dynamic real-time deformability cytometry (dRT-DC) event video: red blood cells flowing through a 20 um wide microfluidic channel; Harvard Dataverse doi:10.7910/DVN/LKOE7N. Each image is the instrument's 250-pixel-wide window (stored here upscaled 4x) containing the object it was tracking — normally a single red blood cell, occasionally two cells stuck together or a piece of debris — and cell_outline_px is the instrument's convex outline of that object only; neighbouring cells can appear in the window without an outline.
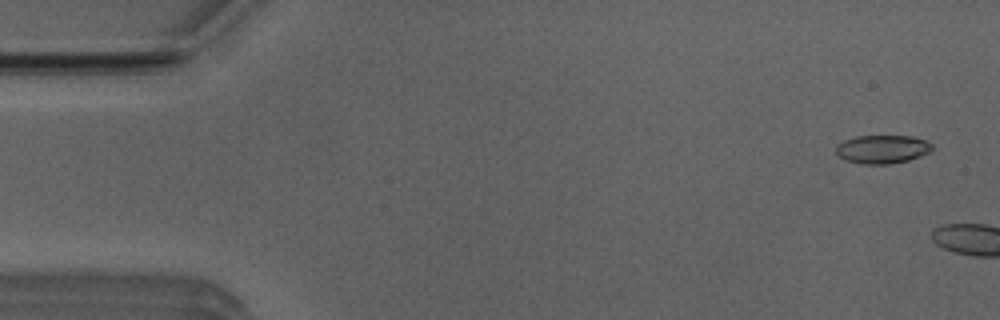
{"species": "Egyptian fruit bat (a non-hibernating species)", "species_latin": "Rousettus aegyptiacus", "temperature_condition": "room temperature", "stored_images_in_passage": 4, "camera_frame_rate_fps": 3000, "um_per_image_px": 0.085, "animal": {"sex": "male"}, "frame": {"image": 1, "passage_image": 1, "time_ms": 0.0, "image_size_px": [1000, 320], "cell_outline_px": [[932, 148], [928, 152], [920, 156], [908, 160], [888, 164], [860, 164], [844, 160], [836, 152], [836, 144], [844, 140], [856, 136], [912, 136], [924, 140], [932, 144]], "centroid_in_image_um": [74.96, 12.68], "position_along_channel_um": 10.0, "area_um2": 15.9}}